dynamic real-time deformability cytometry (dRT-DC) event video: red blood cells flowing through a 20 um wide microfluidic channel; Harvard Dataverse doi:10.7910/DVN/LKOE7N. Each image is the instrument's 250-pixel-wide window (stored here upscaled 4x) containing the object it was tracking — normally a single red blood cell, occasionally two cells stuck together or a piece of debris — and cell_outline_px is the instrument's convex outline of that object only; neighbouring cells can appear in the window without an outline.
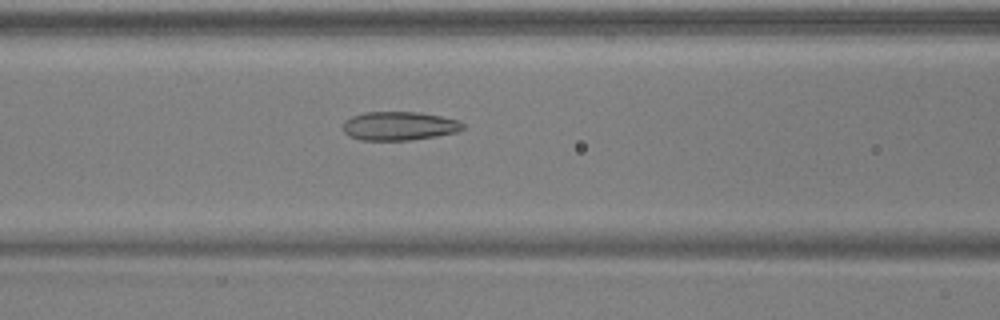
{"species": "common noctule bat (a hibernating species)", "species_latin": "Nyctalus noctula", "temperature_condition": "warm", "stored_images_in_passage": 50, "camera_frame_rate_fps": 3000, "um_per_image_px": 0.085, "animal": {"sex": "male", "body_mass_g": 17.9, "forearm_length_mm": 54.2}, "frame": {"image": 1, "passage_image": 22, "time_ms": 7.0, "image_size_px": [1000, 320], "cell_outline_px": [[464, 128], [456, 132], [436, 136], [412, 140], [360, 140], [348, 136], [344, 132], [344, 120], [352, 116], [364, 112], [420, 112], [460, 120], [464, 124]], "centroid_in_image_um": [33.93, 10.7], "position_along_channel_um": 132.7, "area_um2": 20.17}}
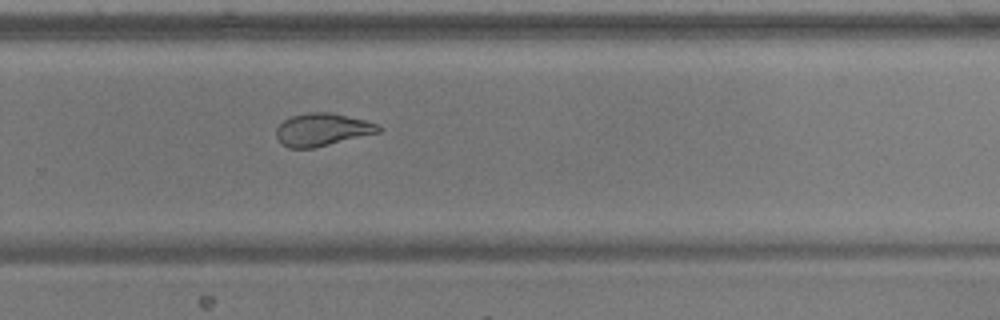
{"frame": {"image": 2, "passage_image": 35, "time_ms": 11.333, "image_size_px": [1000, 320], "cell_outline_px": [[380, 132], [312, 148], [288, 148], [276, 136], [276, 128], [284, 120], [292, 116], [304, 112], [332, 112], [364, 120], [376, 124], [380, 128]], "centroid_in_image_um": [27.36, 11.0], "position_along_channel_um": 302.4, "area_um2": 19.19}}
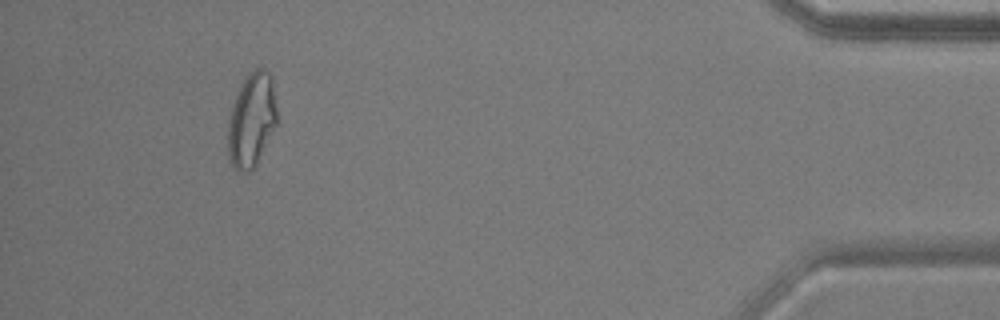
{"frame": {"image": 3, "passage_image": 48, "time_ms": 15.667, "image_size_px": [1000, 320], "cell_outline_px": [[276, 124], [252, 168], [248, 172], [236, 172], [232, 168], [228, 160], [228, 120], [232, 104], [236, 92], [240, 84], [256, 68], [264, 68], [272, 76], [276, 108]], "centroid_in_image_um": [21.34, 10.19], "position_along_channel_um": 413.9, "area_um2": 26.65}, "authors_computed_cell_mechanics": {"area_um2": 22.6865, "velocity_mm_per_s": 3.9243, "shape_relaxation_time_tau1_ms": 9.0974, "shape_relaxation_time_tau2_ms": 1.111, "deformation_change_tau1": 0.2196, "deformation_change_tau2": 0.0696}}